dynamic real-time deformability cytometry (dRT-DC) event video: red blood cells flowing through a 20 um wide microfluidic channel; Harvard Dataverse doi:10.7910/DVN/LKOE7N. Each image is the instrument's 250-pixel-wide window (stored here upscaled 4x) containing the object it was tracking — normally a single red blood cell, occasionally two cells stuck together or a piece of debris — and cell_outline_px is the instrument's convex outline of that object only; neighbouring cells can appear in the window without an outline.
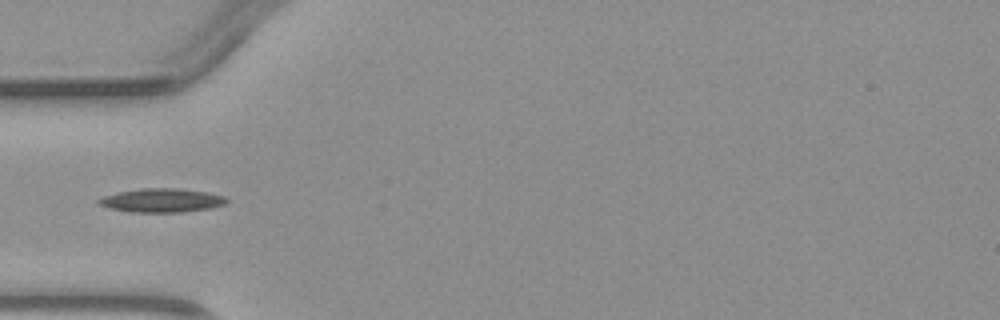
{"species": "common noctule bat (a hibernating species)", "species_latin": "Nyctalus noctula", "temperature_condition": "warm", "stored_images_in_passage": 3, "camera_frame_rate_fps": 3000, "um_per_image_px": 0.085, "animal": {"sex": "male", "body_mass_g": 23.1, "forearm_length_mm": 52.7}, "frame": {"image": 1, "passage_image": 2, "time_ms": 1.333, "image_size_px": [1000, 320], "cell_outline_px": [[228, 200], [224, 204], [212, 208], [180, 212], [128, 212], [108, 208], [96, 204], [96, 200], [104, 196], [120, 192], [140, 188], [180, 188], [208, 192], [224, 196]], "centroid_in_image_um": [13.72, 17.03], "position_along_channel_um": 71.3, "area_um2": 17.86}}
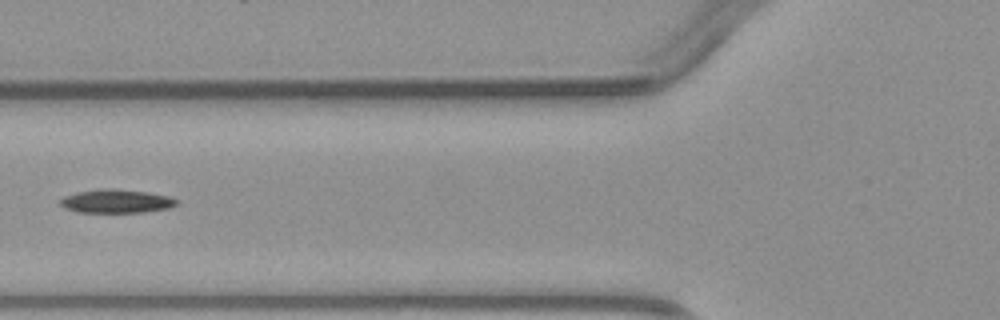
{"frame": {"image": 2, "passage_image": 3, "time_ms": 2.333, "image_size_px": [1000, 320], "cell_outline_px": [[180, 200], [176, 204], [168, 208], [144, 212], [76, 212], [64, 208], [60, 204], [60, 200], [64, 196], [76, 192], [148, 192], [168, 196]], "centroid_in_image_um": [9.91, 17.17], "position_along_channel_um": 115.9, "area_um2": 14.85}}